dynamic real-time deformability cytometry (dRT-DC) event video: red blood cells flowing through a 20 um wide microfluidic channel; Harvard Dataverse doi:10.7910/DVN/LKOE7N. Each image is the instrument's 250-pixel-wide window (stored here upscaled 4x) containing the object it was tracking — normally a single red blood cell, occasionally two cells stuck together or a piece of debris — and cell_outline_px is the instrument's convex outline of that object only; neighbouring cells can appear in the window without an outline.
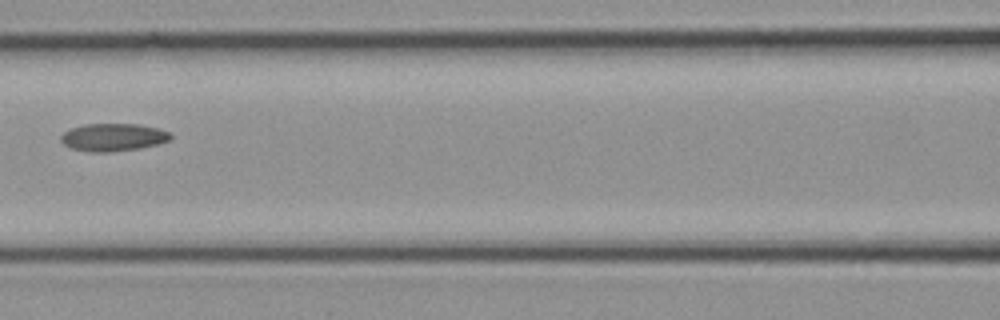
{"species": "common noctule bat (a hibernating species)", "species_latin": "Nyctalus noctula", "temperature_condition": "cold", "stored_images_in_passage": 28, "camera_frame_rate_fps": 3000, "um_per_image_px": 0.085, "animal": {"sex": "female", "body_mass_g": 21.9}, "frame": {"image": 1, "passage_image": 13, "time_ms": 4.0, "image_size_px": [1000, 320], "cell_outline_px": [[172, 136], [168, 140], [156, 144], [140, 148], [112, 152], [88, 152], [72, 148], [64, 144], [60, 140], [60, 136], [64, 132], [72, 128], [84, 124], [140, 124], [156, 128], [168, 132]], "centroid_in_image_um": [9.58, 11.67], "position_along_channel_um": 157.0, "area_um2": 17.57}}
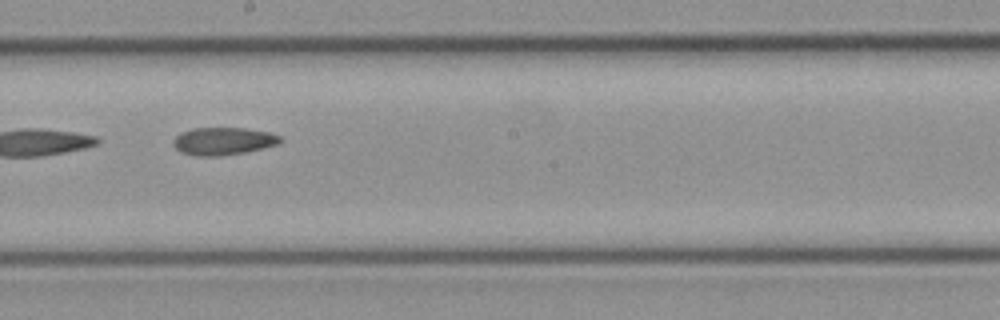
{"frame": {"image": 2, "passage_image": 16, "time_ms": 5.0, "image_size_px": [1000, 320], "cell_outline_px": [[284, 140], [276, 144], [244, 152], [220, 156], [196, 156], [180, 152], [172, 144], [172, 140], [180, 132], [192, 128], [244, 128], [268, 132], [280, 136]], "centroid_in_image_um": [18.91, 11.99], "position_along_channel_um": 229.3, "area_um2": 17.17}}